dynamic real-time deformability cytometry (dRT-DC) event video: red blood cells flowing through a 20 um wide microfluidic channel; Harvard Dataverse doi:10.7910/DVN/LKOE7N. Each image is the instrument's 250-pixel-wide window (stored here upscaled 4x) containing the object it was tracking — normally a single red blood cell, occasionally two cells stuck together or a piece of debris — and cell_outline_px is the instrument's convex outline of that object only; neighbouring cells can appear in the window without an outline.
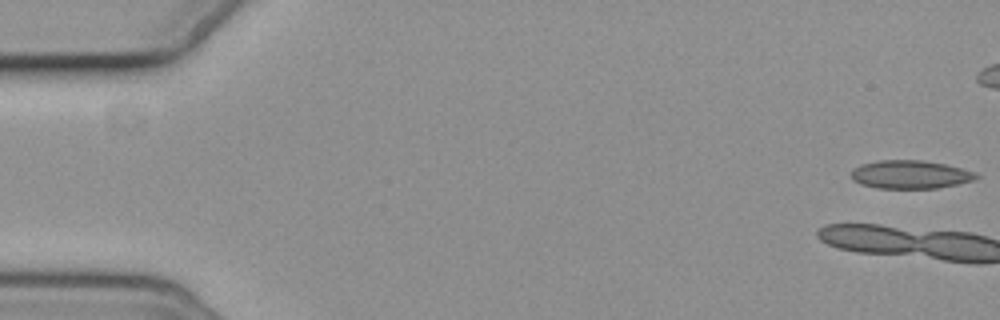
{"species": "common noctule bat (a hibernating species)", "species_latin": "Nyctalus noctula", "temperature_condition": "cold", "stored_images_in_passage": 8, "camera_frame_rate_fps": 3000, "um_per_image_px": 0.085, "animal": {"sex": "female", "body_mass_g": 19.3, "forearm_length_mm": 54.1}, "frame": {"image": 1, "passage_image": 1, "time_ms": 0.0, "image_size_px": [1000, 320], "cell_outline_px": [[980, 176], [976, 180], [936, 188], [876, 188], [860, 184], [852, 180], [852, 168], [860, 164], [880, 160], [924, 160], [944, 164], [976, 172]], "centroid_in_image_um": [77.36, 14.83], "position_along_channel_um": 7.6, "area_um2": 20.69}}